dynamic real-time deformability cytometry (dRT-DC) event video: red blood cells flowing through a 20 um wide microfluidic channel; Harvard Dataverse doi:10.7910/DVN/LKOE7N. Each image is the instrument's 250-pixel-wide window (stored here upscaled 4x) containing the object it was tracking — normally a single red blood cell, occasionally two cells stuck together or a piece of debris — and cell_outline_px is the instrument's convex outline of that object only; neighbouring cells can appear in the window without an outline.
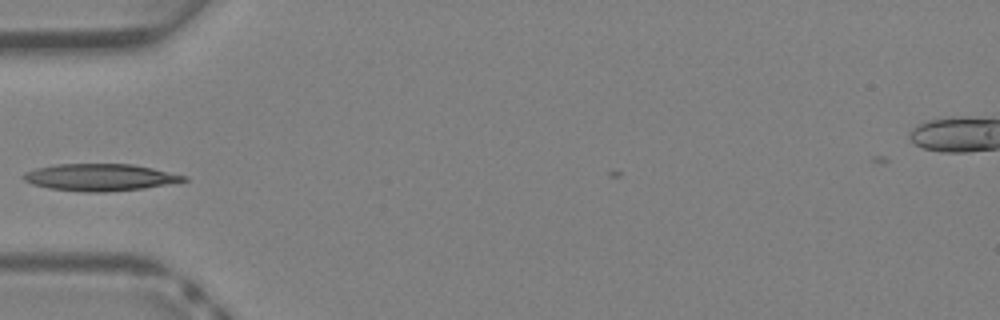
{"species": "Egyptian fruit bat (a non-hibernating species)", "species_latin": "Rousettus aegyptiacus", "temperature_condition": "warm", "stored_images_in_passage": 3, "camera_frame_rate_fps": 3000, "um_per_image_px": 0.085, "animal": {"sex": "female"}, "frame": {"image": 1, "passage_image": 1, "time_ms": 0.0, "image_size_px": [1000, 320], "cell_outline_px": [[188, 180], [168, 184], [144, 188], [104, 192], [84, 192], [48, 188], [32, 184], [24, 180], [20, 176], [24, 172], [36, 168], [56, 164], [132, 164], [152, 168], [188, 176]], "centroid_in_image_um": [8.47, 15.07], "position_along_channel_um": 76.5, "area_um2": 25.26}}